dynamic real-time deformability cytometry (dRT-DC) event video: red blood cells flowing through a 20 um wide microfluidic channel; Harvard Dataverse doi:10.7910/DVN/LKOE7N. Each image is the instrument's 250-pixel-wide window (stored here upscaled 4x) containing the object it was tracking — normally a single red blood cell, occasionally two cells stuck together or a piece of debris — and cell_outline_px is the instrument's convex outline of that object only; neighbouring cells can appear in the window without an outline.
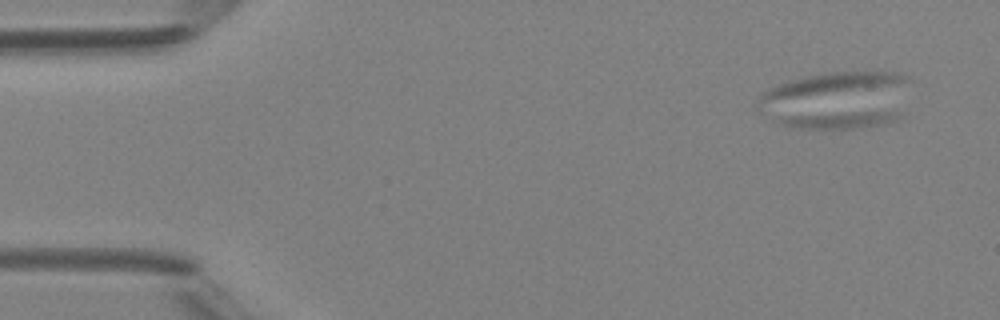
{"species": "Egyptian fruit bat (a non-hibernating species)", "species_latin": "Rousettus aegyptiacus", "temperature_condition": "room temperature", "stored_images_in_passage": 5, "camera_frame_rate_fps": 3000, "um_per_image_px": 0.085, "animal": {"sex": "female"}, "frame": {"image": 1, "passage_image": 2, "time_ms": 1.0, "image_size_px": [1000, 320], "cell_outline_px": [[900, 116], [896, 120], [884, 124], [856, 128], [796, 128], [784, 124], [776, 120], [792, 112], [896, 112]], "centroid_in_image_um": [71.17, 10.16], "position_along_channel_um": 13.8, "area_um2": 12.08}}